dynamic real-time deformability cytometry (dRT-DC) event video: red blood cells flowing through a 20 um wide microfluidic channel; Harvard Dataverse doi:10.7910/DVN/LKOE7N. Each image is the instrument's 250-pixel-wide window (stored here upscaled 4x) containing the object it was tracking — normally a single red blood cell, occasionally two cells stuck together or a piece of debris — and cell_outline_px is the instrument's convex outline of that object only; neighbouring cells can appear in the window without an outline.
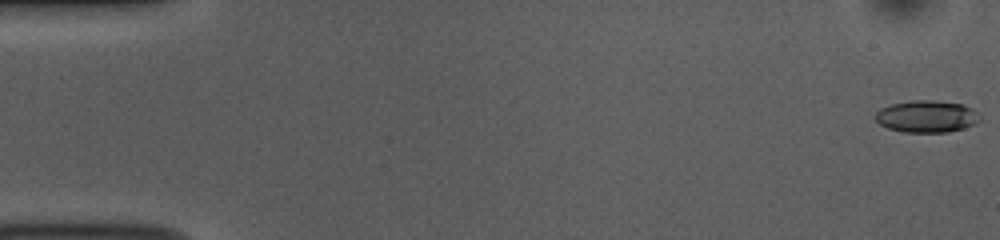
{"species": "common noctule bat (a hibernating species)", "species_latin": "Nyctalus noctula", "temperature_condition": "room temperature", "stored_images_in_passage": 53, "camera_frame_rate_fps": 3000, "um_per_image_px": 0.085, "animal": {"sex": "female", "body_mass_g": 10.0, "forearm_length_mm": 53.1}, "frame": {"image": 1, "passage_image": 1, "time_ms": 0.0, "image_size_px": [1000, 240], "cell_outline_px": [[980, 120], [976, 124], [964, 128], [948, 132], [904, 132], [888, 128], [880, 124], [876, 120], [876, 112], [880, 108], [888, 104], [912, 100], [932, 100], [964, 104], [972, 108], [976, 112]], "centroid_in_image_um": [78.76, 9.89], "position_along_channel_um": 6.2, "area_um2": 19.59}}
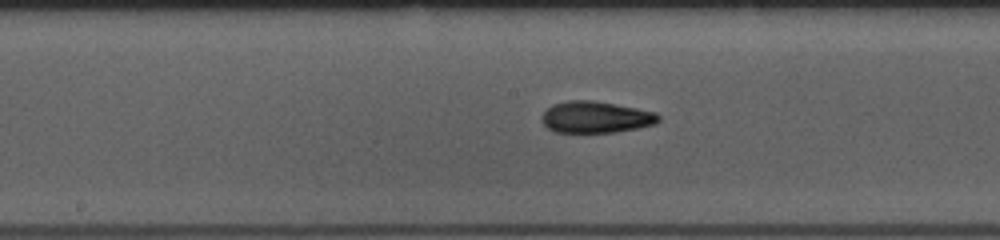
{"frame": {"image": 2, "passage_image": 27, "time_ms": 8.667, "image_size_px": [1000, 240], "cell_outline_px": [[660, 120], [656, 124], [616, 132], [556, 132], [548, 128], [540, 120], [540, 116], [552, 104], [568, 100], [592, 100], [636, 108], [656, 112], [660, 116]], "centroid_in_image_um": [50.63, 9.95], "position_along_channel_um": 197.6, "area_um2": 21.5}}
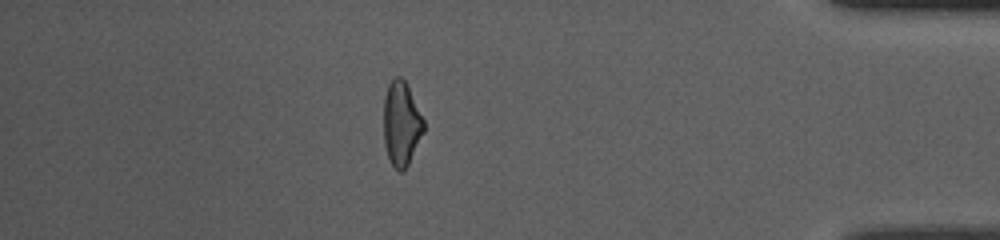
{"frame": {"image": 3, "passage_image": 46, "time_ms": 15.0, "image_size_px": [1000, 240], "cell_outline_px": [[424, 132], [408, 164], [400, 172], [396, 172], [388, 156], [384, 144], [384, 96], [388, 84], [396, 76], [400, 76], [408, 84], [424, 120]], "centroid_in_image_um": [34.12, 10.49], "position_along_channel_um": 401.1, "area_um2": 19.77}, "authors_computed_cell_mechanics": {"area_um2": 20.1144, "velocity_mm_per_s": 3.8481, "shape_relaxation_time_tau1_ms": 3.0056, "shape_relaxation_time_tau2_ms": 2.7082, "deformation_change_tau1": 0.1574, "deformation_change_tau2": 0.1152}}